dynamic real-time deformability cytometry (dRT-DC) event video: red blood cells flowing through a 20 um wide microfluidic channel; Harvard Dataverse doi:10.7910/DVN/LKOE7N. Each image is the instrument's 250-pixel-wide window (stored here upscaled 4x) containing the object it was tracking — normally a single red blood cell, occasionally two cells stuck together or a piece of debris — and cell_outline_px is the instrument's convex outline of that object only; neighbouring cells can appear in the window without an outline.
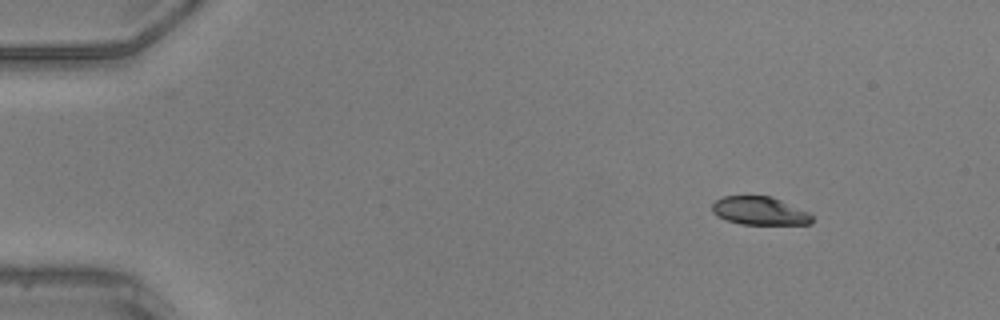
{"species": "common noctule bat (a hibernating species)", "species_latin": "Nyctalus noctula", "temperature_condition": "warm", "stored_images_in_passage": 44, "camera_frame_rate_fps": 3000, "um_per_image_px": 0.085, "animal": {"sex": "male", "body_mass_g": 20.5, "forearm_length_mm": 52.5}, "frame": {"image": 1, "passage_image": 1, "time_ms": 0.0, "image_size_px": [1000, 320], "cell_outline_px": [[812, 224], [740, 224], [716, 216], [712, 212], [712, 204], [716, 200], [724, 196], [772, 196], [808, 212], [812, 216]], "centroid_in_image_um": [64.55, 17.92], "position_along_channel_um": 20.4, "area_um2": 16.36}}
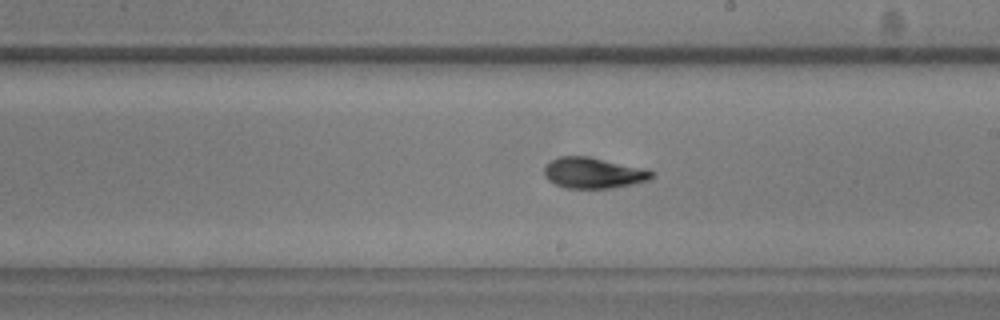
{"frame": {"image": 2, "passage_image": 24, "time_ms": 7.667, "image_size_px": [1000, 320], "cell_outline_px": [[652, 176], [648, 180], [632, 184], [612, 188], [564, 188], [548, 180], [544, 176], [544, 168], [552, 160], [560, 156], [588, 156], [648, 168], [652, 172]], "centroid_in_image_um": [50.45, 14.69], "position_along_channel_um": 238.6, "area_um2": 19.36}}
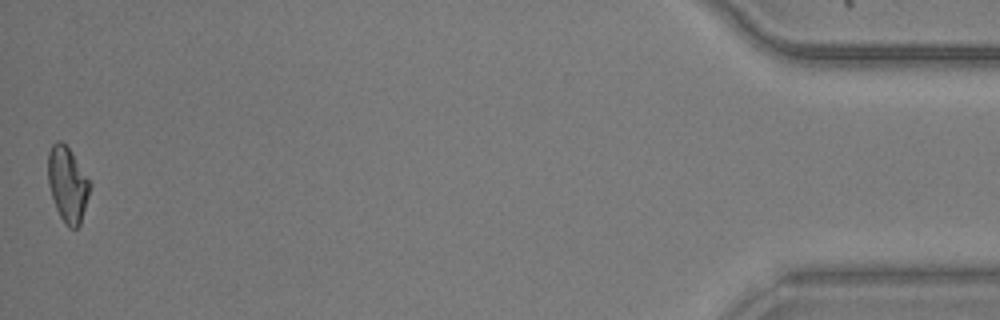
{"frame": {"image": 3, "passage_image": 44, "time_ms": 14.333, "image_size_px": [1000, 320], "cell_outline_px": [[92, 184], [80, 224], [76, 228], [68, 228], [64, 224], [56, 208], [48, 184], [48, 152], [52, 144], [56, 140], [60, 140], [72, 152]], "centroid_in_image_um": [5.74, 15.67], "position_along_channel_um": 429.5, "area_um2": 18.38}, "authors_computed_cell_mechanics": {"area_um2": 18.5249, "velocity_mm_per_s": 4.179, "shape_relaxation_time_tau1_ms": 3.3715, "shape_relaxation_time_tau2_ms": 2.2562, "deformation_change_tau1": 0.1411, "deformation_change_tau2": 0.0733}}